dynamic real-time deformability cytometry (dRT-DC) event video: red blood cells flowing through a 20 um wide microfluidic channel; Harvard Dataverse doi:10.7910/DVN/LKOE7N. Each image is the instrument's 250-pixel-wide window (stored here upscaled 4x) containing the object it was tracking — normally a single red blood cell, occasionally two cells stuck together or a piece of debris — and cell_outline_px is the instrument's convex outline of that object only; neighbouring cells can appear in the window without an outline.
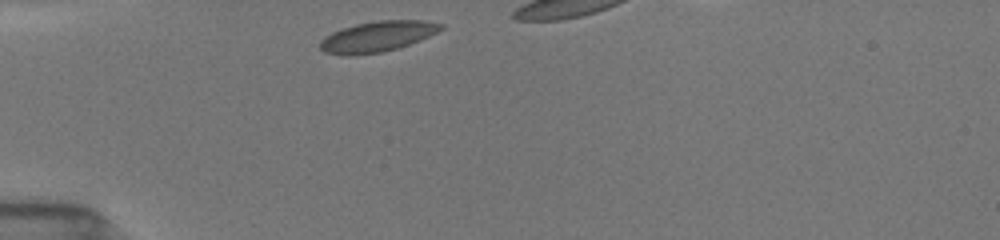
{"species": "common noctule bat (a hibernating species)", "species_latin": "Nyctalus noctula", "temperature_condition": "room temperature", "stored_images_in_passage": 10, "camera_frame_rate_fps": 3000, "um_per_image_px": 0.085, "animal": {"sex": "female", "body_mass_g": 19.5, "forearm_length_mm": 54.1}, "frame": {"image": 1, "passage_image": 1, "time_ms": 0.0, "image_size_px": [1000, 240], "cell_outline_px": [[444, 28], [420, 40], [396, 48], [380, 52], [356, 56], [344, 56], [324, 52], [320, 48], [320, 40], [324, 36], [332, 32], [356, 24], [376, 20], [424, 20], [444, 24]], "centroid_in_image_um": [32.05, 3.11], "position_along_channel_um": 53.0, "area_um2": 21.56}}
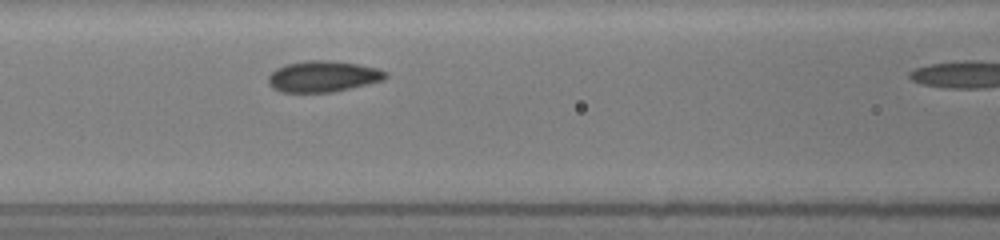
{"frame": {"image": 2, "passage_image": 9, "time_ms": 2.667, "image_size_px": [1000, 240], "cell_outline_px": [[388, 76], [384, 80], [368, 84], [332, 92], [280, 92], [272, 88], [268, 84], [268, 76], [276, 68], [288, 64], [308, 60], [328, 60], [360, 64], [380, 68], [388, 72]], "centroid_in_image_um": [27.49, 6.49], "position_along_channel_um": 139.1, "area_um2": 21.44}}